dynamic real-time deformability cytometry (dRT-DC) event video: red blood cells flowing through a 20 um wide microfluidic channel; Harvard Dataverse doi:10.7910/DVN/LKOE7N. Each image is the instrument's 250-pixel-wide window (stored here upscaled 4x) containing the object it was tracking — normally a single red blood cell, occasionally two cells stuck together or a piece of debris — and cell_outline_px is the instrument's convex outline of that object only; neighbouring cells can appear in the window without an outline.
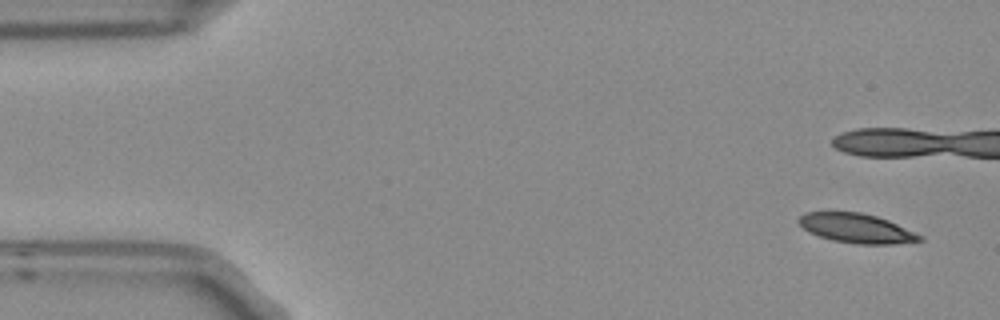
{"species": "Egyptian fruit bat (a non-hibernating species)", "species_latin": "Rousettus aegyptiacus", "temperature_condition": "room temperature", "stored_images_in_passage": 4, "camera_frame_rate_fps": 3000, "um_per_image_px": 0.085, "frame": {"image": 1, "passage_image": 1, "time_ms": 0.0, "image_size_px": [1000, 320], "cell_outline_px": [[924, 240], [892, 244], [856, 244], [832, 240], [820, 236], [804, 228], [796, 220], [804, 212], [828, 208], [860, 212], [876, 216], [888, 220], [924, 236]], "centroid_in_image_um": [72.74, 19.34], "position_along_channel_um": 12.3, "area_um2": 21.39}}